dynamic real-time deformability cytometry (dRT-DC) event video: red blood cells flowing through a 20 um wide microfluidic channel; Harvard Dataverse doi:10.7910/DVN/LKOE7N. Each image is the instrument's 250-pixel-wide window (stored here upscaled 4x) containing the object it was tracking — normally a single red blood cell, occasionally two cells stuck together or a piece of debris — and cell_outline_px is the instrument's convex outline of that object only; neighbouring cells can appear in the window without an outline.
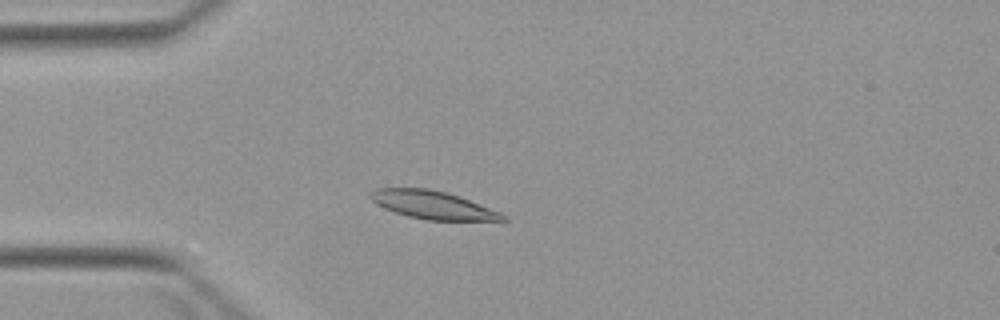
{"species": "Egyptian fruit bat (a non-hibernating species)", "species_latin": "Rousettus aegyptiacus", "temperature_condition": "warm", "stored_images_in_passage": 4, "camera_frame_rate_fps": 3000, "um_per_image_px": 0.085, "animal": {"sex": "female"}, "frame": {"image": 1, "passage_image": 4, "time_ms": 3.333, "image_size_px": [1000, 320], "cell_outline_px": [[508, 220], [428, 220], [408, 216], [384, 208], [376, 204], [368, 196], [368, 192], [376, 188], [428, 188], [460, 196], [500, 212], [508, 216]], "centroid_in_image_um": [36.76, 17.41], "position_along_channel_um": 48.2, "area_um2": 21.56}}